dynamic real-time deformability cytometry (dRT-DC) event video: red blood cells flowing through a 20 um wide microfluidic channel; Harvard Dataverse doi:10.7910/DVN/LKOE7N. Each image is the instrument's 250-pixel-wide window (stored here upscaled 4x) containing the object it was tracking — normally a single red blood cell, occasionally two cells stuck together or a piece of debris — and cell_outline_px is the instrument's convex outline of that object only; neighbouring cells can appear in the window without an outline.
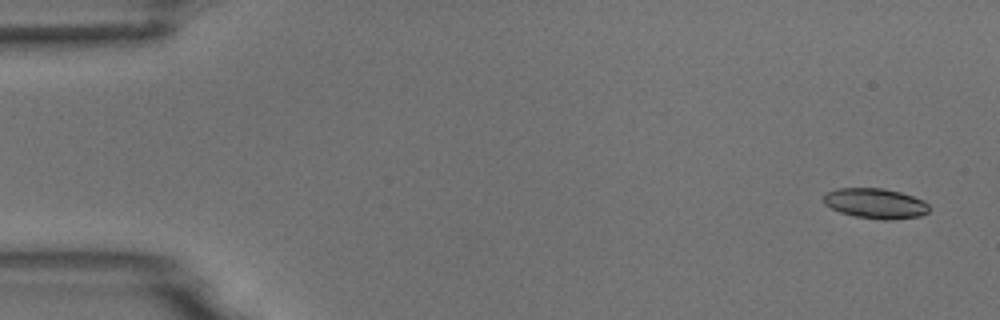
{"species": "common noctule bat (a hibernating species)", "species_latin": "Nyctalus noctula", "temperature_condition": "room temperature", "stored_images_in_passage": 4, "camera_frame_rate_fps": 3000, "um_per_image_px": 0.085, "animal": {"sex": "male", "body_mass_g": 18.8}, "frame": {"image": 1, "passage_image": 1, "time_ms": 0.0, "image_size_px": [1000, 320], "cell_outline_px": [[928, 212], [920, 216], [888, 220], [880, 220], [856, 216], [840, 212], [824, 204], [824, 192], [836, 188], [884, 188], [900, 192], [924, 200], [928, 204]], "centroid_in_image_um": [74.39, 17.28], "position_along_channel_um": 10.6, "area_um2": 18.61}}
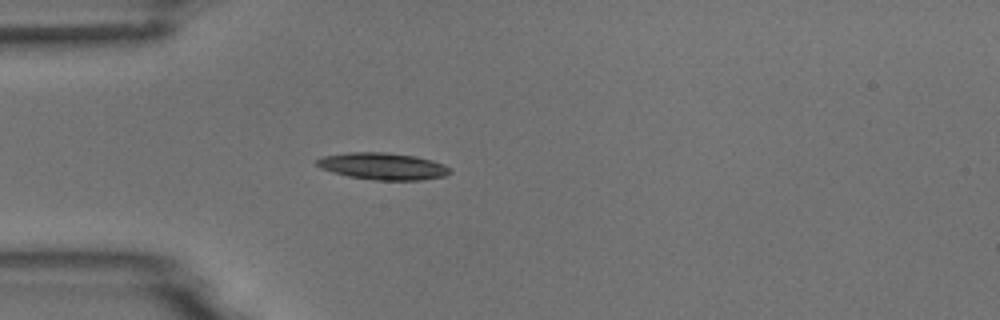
{"frame": {"image": 2, "passage_image": 4, "time_ms": 1.0, "image_size_px": [1000, 320], "cell_outline_px": [[452, 172], [444, 176], [420, 180], [376, 180], [348, 176], [332, 172], [320, 168], [316, 164], [316, 160], [320, 156], [348, 152], [384, 152], [416, 156], [432, 160], [444, 164], [452, 168]], "centroid_in_image_um": [32.54, 14.12], "position_along_channel_um": 52.5, "area_um2": 21.04}}